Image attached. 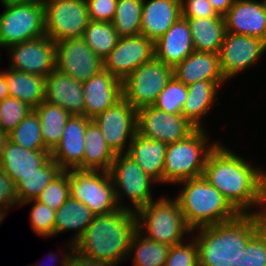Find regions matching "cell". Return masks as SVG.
Segmentation results:
<instances>
[{"instance_id": "6", "label": "cell", "mask_w": 266, "mask_h": 266, "mask_svg": "<svg viewBox=\"0 0 266 266\" xmlns=\"http://www.w3.org/2000/svg\"><path fill=\"white\" fill-rule=\"evenodd\" d=\"M208 129H196L187 138L167 145L163 183H177L203 175L208 155L220 142H210ZM217 141V142H215Z\"/></svg>"}, {"instance_id": "39", "label": "cell", "mask_w": 266, "mask_h": 266, "mask_svg": "<svg viewBox=\"0 0 266 266\" xmlns=\"http://www.w3.org/2000/svg\"><path fill=\"white\" fill-rule=\"evenodd\" d=\"M186 98L187 86L173 76L153 106L167 113L177 114L181 113Z\"/></svg>"}, {"instance_id": "35", "label": "cell", "mask_w": 266, "mask_h": 266, "mask_svg": "<svg viewBox=\"0 0 266 266\" xmlns=\"http://www.w3.org/2000/svg\"><path fill=\"white\" fill-rule=\"evenodd\" d=\"M82 38L90 49L103 60L116 46L119 36L111 22L90 20Z\"/></svg>"}, {"instance_id": "46", "label": "cell", "mask_w": 266, "mask_h": 266, "mask_svg": "<svg viewBox=\"0 0 266 266\" xmlns=\"http://www.w3.org/2000/svg\"><path fill=\"white\" fill-rule=\"evenodd\" d=\"M181 17H224L218 15L208 0H181Z\"/></svg>"}, {"instance_id": "11", "label": "cell", "mask_w": 266, "mask_h": 266, "mask_svg": "<svg viewBox=\"0 0 266 266\" xmlns=\"http://www.w3.org/2000/svg\"><path fill=\"white\" fill-rule=\"evenodd\" d=\"M45 35L57 43L82 37L90 22L86 0H43Z\"/></svg>"}, {"instance_id": "17", "label": "cell", "mask_w": 266, "mask_h": 266, "mask_svg": "<svg viewBox=\"0 0 266 266\" xmlns=\"http://www.w3.org/2000/svg\"><path fill=\"white\" fill-rule=\"evenodd\" d=\"M56 69L85 82L103 70V60L82 37L69 38L56 43Z\"/></svg>"}, {"instance_id": "23", "label": "cell", "mask_w": 266, "mask_h": 266, "mask_svg": "<svg viewBox=\"0 0 266 266\" xmlns=\"http://www.w3.org/2000/svg\"><path fill=\"white\" fill-rule=\"evenodd\" d=\"M155 58L172 68L194 52L192 35L187 20L180 17L154 42Z\"/></svg>"}, {"instance_id": "31", "label": "cell", "mask_w": 266, "mask_h": 266, "mask_svg": "<svg viewBox=\"0 0 266 266\" xmlns=\"http://www.w3.org/2000/svg\"><path fill=\"white\" fill-rule=\"evenodd\" d=\"M83 170H110L116 154L103 138L102 132L92 120L84 134Z\"/></svg>"}, {"instance_id": "24", "label": "cell", "mask_w": 266, "mask_h": 266, "mask_svg": "<svg viewBox=\"0 0 266 266\" xmlns=\"http://www.w3.org/2000/svg\"><path fill=\"white\" fill-rule=\"evenodd\" d=\"M226 82L202 80L187 86V98L181 114L197 129H206L203 118L210 110L213 111L214 106L220 105L218 93Z\"/></svg>"}, {"instance_id": "27", "label": "cell", "mask_w": 266, "mask_h": 266, "mask_svg": "<svg viewBox=\"0 0 266 266\" xmlns=\"http://www.w3.org/2000/svg\"><path fill=\"white\" fill-rule=\"evenodd\" d=\"M167 144L147 139L136 133L126 154L159 185L163 184V171Z\"/></svg>"}, {"instance_id": "8", "label": "cell", "mask_w": 266, "mask_h": 266, "mask_svg": "<svg viewBox=\"0 0 266 266\" xmlns=\"http://www.w3.org/2000/svg\"><path fill=\"white\" fill-rule=\"evenodd\" d=\"M0 14V46H9L45 35L44 2L32 0L3 6Z\"/></svg>"}, {"instance_id": "10", "label": "cell", "mask_w": 266, "mask_h": 266, "mask_svg": "<svg viewBox=\"0 0 266 266\" xmlns=\"http://www.w3.org/2000/svg\"><path fill=\"white\" fill-rule=\"evenodd\" d=\"M173 77V68L155 57L122 81L123 98L136 110L152 106Z\"/></svg>"}, {"instance_id": "51", "label": "cell", "mask_w": 266, "mask_h": 266, "mask_svg": "<svg viewBox=\"0 0 266 266\" xmlns=\"http://www.w3.org/2000/svg\"><path fill=\"white\" fill-rule=\"evenodd\" d=\"M54 252L52 251V252H50V253H48V258H50L51 260L53 259L54 261H56L57 259H59V256L58 255H56V254H53ZM55 257V258H54ZM41 264V262L38 264V262H37V264L36 263H34V265L33 266H39ZM47 265V264H46ZM41 266V265H40ZM43 266V265H42Z\"/></svg>"}, {"instance_id": "3", "label": "cell", "mask_w": 266, "mask_h": 266, "mask_svg": "<svg viewBox=\"0 0 266 266\" xmlns=\"http://www.w3.org/2000/svg\"><path fill=\"white\" fill-rule=\"evenodd\" d=\"M136 231V212L120 208L109 214L95 215L83 236L75 243V250L108 266H117L127 261Z\"/></svg>"}, {"instance_id": "13", "label": "cell", "mask_w": 266, "mask_h": 266, "mask_svg": "<svg viewBox=\"0 0 266 266\" xmlns=\"http://www.w3.org/2000/svg\"><path fill=\"white\" fill-rule=\"evenodd\" d=\"M92 120L100 128L106 144L115 154L128 151L137 133V110L123 97Z\"/></svg>"}, {"instance_id": "9", "label": "cell", "mask_w": 266, "mask_h": 266, "mask_svg": "<svg viewBox=\"0 0 266 266\" xmlns=\"http://www.w3.org/2000/svg\"><path fill=\"white\" fill-rule=\"evenodd\" d=\"M67 174L70 197L85 204L93 214H109L120 209L108 171L70 169Z\"/></svg>"}, {"instance_id": "29", "label": "cell", "mask_w": 266, "mask_h": 266, "mask_svg": "<svg viewBox=\"0 0 266 266\" xmlns=\"http://www.w3.org/2000/svg\"><path fill=\"white\" fill-rule=\"evenodd\" d=\"M185 19L191 31L194 51L218 54L226 33L224 17Z\"/></svg>"}, {"instance_id": "36", "label": "cell", "mask_w": 266, "mask_h": 266, "mask_svg": "<svg viewBox=\"0 0 266 266\" xmlns=\"http://www.w3.org/2000/svg\"><path fill=\"white\" fill-rule=\"evenodd\" d=\"M143 0H118L113 24L119 37L137 36L141 30Z\"/></svg>"}, {"instance_id": "41", "label": "cell", "mask_w": 266, "mask_h": 266, "mask_svg": "<svg viewBox=\"0 0 266 266\" xmlns=\"http://www.w3.org/2000/svg\"><path fill=\"white\" fill-rule=\"evenodd\" d=\"M33 109L19 99L6 97L0 101V127L6 136L10 133Z\"/></svg>"}, {"instance_id": "42", "label": "cell", "mask_w": 266, "mask_h": 266, "mask_svg": "<svg viewBox=\"0 0 266 266\" xmlns=\"http://www.w3.org/2000/svg\"><path fill=\"white\" fill-rule=\"evenodd\" d=\"M237 266H266V225L248 241Z\"/></svg>"}, {"instance_id": "22", "label": "cell", "mask_w": 266, "mask_h": 266, "mask_svg": "<svg viewBox=\"0 0 266 266\" xmlns=\"http://www.w3.org/2000/svg\"><path fill=\"white\" fill-rule=\"evenodd\" d=\"M50 158L48 150H28L13 144L6 137L0 140V168L14 183L38 171Z\"/></svg>"}, {"instance_id": "28", "label": "cell", "mask_w": 266, "mask_h": 266, "mask_svg": "<svg viewBox=\"0 0 266 266\" xmlns=\"http://www.w3.org/2000/svg\"><path fill=\"white\" fill-rule=\"evenodd\" d=\"M94 216L85 204L70 197L56 211L54 237L73 230L74 236H70L69 241L75 244L83 236Z\"/></svg>"}, {"instance_id": "49", "label": "cell", "mask_w": 266, "mask_h": 266, "mask_svg": "<svg viewBox=\"0 0 266 266\" xmlns=\"http://www.w3.org/2000/svg\"><path fill=\"white\" fill-rule=\"evenodd\" d=\"M9 97V89L5 75L0 71V101Z\"/></svg>"}, {"instance_id": "7", "label": "cell", "mask_w": 266, "mask_h": 266, "mask_svg": "<svg viewBox=\"0 0 266 266\" xmlns=\"http://www.w3.org/2000/svg\"><path fill=\"white\" fill-rule=\"evenodd\" d=\"M109 173L119 208L137 212L154 200L152 184L158 183L126 153L116 154ZM126 197L131 205H126Z\"/></svg>"}, {"instance_id": "5", "label": "cell", "mask_w": 266, "mask_h": 266, "mask_svg": "<svg viewBox=\"0 0 266 266\" xmlns=\"http://www.w3.org/2000/svg\"><path fill=\"white\" fill-rule=\"evenodd\" d=\"M160 196L136 212L137 230L149 240L169 246L187 241L185 237L192 235V229L179 203L168 194Z\"/></svg>"}, {"instance_id": "45", "label": "cell", "mask_w": 266, "mask_h": 266, "mask_svg": "<svg viewBox=\"0 0 266 266\" xmlns=\"http://www.w3.org/2000/svg\"><path fill=\"white\" fill-rule=\"evenodd\" d=\"M118 0H86L92 21L111 22L116 13Z\"/></svg>"}, {"instance_id": "26", "label": "cell", "mask_w": 266, "mask_h": 266, "mask_svg": "<svg viewBox=\"0 0 266 266\" xmlns=\"http://www.w3.org/2000/svg\"><path fill=\"white\" fill-rule=\"evenodd\" d=\"M173 76L186 86L198 81H226L222 75L219 55L194 51L173 68Z\"/></svg>"}, {"instance_id": "4", "label": "cell", "mask_w": 266, "mask_h": 266, "mask_svg": "<svg viewBox=\"0 0 266 266\" xmlns=\"http://www.w3.org/2000/svg\"><path fill=\"white\" fill-rule=\"evenodd\" d=\"M176 185L181 189L174 198L192 230L227 222L240 214L203 176Z\"/></svg>"}, {"instance_id": "1", "label": "cell", "mask_w": 266, "mask_h": 266, "mask_svg": "<svg viewBox=\"0 0 266 266\" xmlns=\"http://www.w3.org/2000/svg\"><path fill=\"white\" fill-rule=\"evenodd\" d=\"M202 176L240 214H263L266 170L250 164L221 141L208 155Z\"/></svg>"}, {"instance_id": "48", "label": "cell", "mask_w": 266, "mask_h": 266, "mask_svg": "<svg viewBox=\"0 0 266 266\" xmlns=\"http://www.w3.org/2000/svg\"><path fill=\"white\" fill-rule=\"evenodd\" d=\"M218 15L224 16L235 0H208Z\"/></svg>"}, {"instance_id": "20", "label": "cell", "mask_w": 266, "mask_h": 266, "mask_svg": "<svg viewBox=\"0 0 266 266\" xmlns=\"http://www.w3.org/2000/svg\"><path fill=\"white\" fill-rule=\"evenodd\" d=\"M82 87L84 116L91 120L123 97L122 81L104 69L82 82Z\"/></svg>"}, {"instance_id": "50", "label": "cell", "mask_w": 266, "mask_h": 266, "mask_svg": "<svg viewBox=\"0 0 266 266\" xmlns=\"http://www.w3.org/2000/svg\"><path fill=\"white\" fill-rule=\"evenodd\" d=\"M29 1H32V0H0V2L2 3V6L17 4V3H24V2H29Z\"/></svg>"}, {"instance_id": "53", "label": "cell", "mask_w": 266, "mask_h": 266, "mask_svg": "<svg viewBox=\"0 0 266 266\" xmlns=\"http://www.w3.org/2000/svg\"><path fill=\"white\" fill-rule=\"evenodd\" d=\"M5 216L6 214L4 212L0 211V225L3 223V221L5 220Z\"/></svg>"}, {"instance_id": "44", "label": "cell", "mask_w": 266, "mask_h": 266, "mask_svg": "<svg viewBox=\"0 0 266 266\" xmlns=\"http://www.w3.org/2000/svg\"><path fill=\"white\" fill-rule=\"evenodd\" d=\"M19 202L12 178L0 168V211L6 215L13 207H18Z\"/></svg>"}, {"instance_id": "37", "label": "cell", "mask_w": 266, "mask_h": 266, "mask_svg": "<svg viewBox=\"0 0 266 266\" xmlns=\"http://www.w3.org/2000/svg\"><path fill=\"white\" fill-rule=\"evenodd\" d=\"M6 138L28 150H46L42 140L40 120L34 110L8 133Z\"/></svg>"}, {"instance_id": "34", "label": "cell", "mask_w": 266, "mask_h": 266, "mask_svg": "<svg viewBox=\"0 0 266 266\" xmlns=\"http://www.w3.org/2000/svg\"><path fill=\"white\" fill-rule=\"evenodd\" d=\"M62 169L50 158L38 171L29 173L15 183L19 205L23 202L37 199L47 185Z\"/></svg>"}, {"instance_id": "15", "label": "cell", "mask_w": 266, "mask_h": 266, "mask_svg": "<svg viewBox=\"0 0 266 266\" xmlns=\"http://www.w3.org/2000/svg\"><path fill=\"white\" fill-rule=\"evenodd\" d=\"M7 57L10 69L46 78L56 69V43L44 35L9 46Z\"/></svg>"}, {"instance_id": "19", "label": "cell", "mask_w": 266, "mask_h": 266, "mask_svg": "<svg viewBox=\"0 0 266 266\" xmlns=\"http://www.w3.org/2000/svg\"><path fill=\"white\" fill-rule=\"evenodd\" d=\"M91 121L84 115H71L66 122L59 144L50 153L62 170H83L84 134Z\"/></svg>"}, {"instance_id": "12", "label": "cell", "mask_w": 266, "mask_h": 266, "mask_svg": "<svg viewBox=\"0 0 266 266\" xmlns=\"http://www.w3.org/2000/svg\"><path fill=\"white\" fill-rule=\"evenodd\" d=\"M265 52L266 41L261 38L226 32L218 55L220 69L227 83L254 67Z\"/></svg>"}, {"instance_id": "2", "label": "cell", "mask_w": 266, "mask_h": 266, "mask_svg": "<svg viewBox=\"0 0 266 266\" xmlns=\"http://www.w3.org/2000/svg\"><path fill=\"white\" fill-rule=\"evenodd\" d=\"M264 225L263 214H239L230 221L192 230L199 266H237L248 241Z\"/></svg>"}, {"instance_id": "14", "label": "cell", "mask_w": 266, "mask_h": 266, "mask_svg": "<svg viewBox=\"0 0 266 266\" xmlns=\"http://www.w3.org/2000/svg\"><path fill=\"white\" fill-rule=\"evenodd\" d=\"M196 129L181 113H167L153 105L137 110V133L150 140L168 145L187 138Z\"/></svg>"}, {"instance_id": "54", "label": "cell", "mask_w": 266, "mask_h": 266, "mask_svg": "<svg viewBox=\"0 0 266 266\" xmlns=\"http://www.w3.org/2000/svg\"><path fill=\"white\" fill-rule=\"evenodd\" d=\"M4 137H6V136L2 133V130H1V127H0V140L3 139Z\"/></svg>"}, {"instance_id": "16", "label": "cell", "mask_w": 266, "mask_h": 266, "mask_svg": "<svg viewBox=\"0 0 266 266\" xmlns=\"http://www.w3.org/2000/svg\"><path fill=\"white\" fill-rule=\"evenodd\" d=\"M155 57L154 42L143 35L119 37L103 59V69L123 81L138 67Z\"/></svg>"}, {"instance_id": "30", "label": "cell", "mask_w": 266, "mask_h": 266, "mask_svg": "<svg viewBox=\"0 0 266 266\" xmlns=\"http://www.w3.org/2000/svg\"><path fill=\"white\" fill-rule=\"evenodd\" d=\"M6 77L9 97L19 99L33 110L44 101L45 77L12 70L2 71Z\"/></svg>"}, {"instance_id": "18", "label": "cell", "mask_w": 266, "mask_h": 266, "mask_svg": "<svg viewBox=\"0 0 266 266\" xmlns=\"http://www.w3.org/2000/svg\"><path fill=\"white\" fill-rule=\"evenodd\" d=\"M226 32L253 36L266 41L264 0H235L224 15Z\"/></svg>"}, {"instance_id": "21", "label": "cell", "mask_w": 266, "mask_h": 266, "mask_svg": "<svg viewBox=\"0 0 266 266\" xmlns=\"http://www.w3.org/2000/svg\"><path fill=\"white\" fill-rule=\"evenodd\" d=\"M82 82L54 69L45 80L44 102L65 109L70 115H84Z\"/></svg>"}, {"instance_id": "47", "label": "cell", "mask_w": 266, "mask_h": 266, "mask_svg": "<svg viewBox=\"0 0 266 266\" xmlns=\"http://www.w3.org/2000/svg\"><path fill=\"white\" fill-rule=\"evenodd\" d=\"M67 245L68 249L63 248L62 258L58 261L61 266H108L103 262L83 256L75 250V244L72 242H67Z\"/></svg>"}, {"instance_id": "38", "label": "cell", "mask_w": 266, "mask_h": 266, "mask_svg": "<svg viewBox=\"0 0 266 266\" xmlns=\"http://www.w3.org/2000/svg\"><path fill=\"white\" fill-rule=\"evenodd\" d=\"M30 203H34L29 213L30 225L33 232L36 236L39 235L44 238L53 237L56 211L36 199L23 202L19 207Z\"/></svg>"}, {"instance_id": "32", "label": "cell", "mask_w": 266, "mask_h": 266, "mask_svg": "<svg viewBox=\"0 0 266 266\" xmlns=\"http://www.w3.org/2000/svg\"><path fill=\"white\" fill-rule=\"evenodd\" d=\"M34 111L40 120L45 149L51 153L59 144L66 122L71 115L62 107L44 101Z\"/></svg>"}, {"instance_id": "43", "label": "cell", "mask_w": 266, "mask_h": 266, "mask_svg": "<svg viewBox=\"0 0 266 266\" xmlns=\"http://www.w3.org/2000/svg\"><path fill=\"white\" fill-rule=\"evenodd\" d=\"M189 242L170 246L165 266H199L198 247L195 239L190 236Z\"/></svg>"}, {"instance_id": "40", "label": "cell", "mask_w": 266, "mask_h": 266, "mask_svg": "<svg viewBox=\"0 0 266 266\" xmlns=\"http://www.w3.org/2000/svg\"><path fill=\"white\" fill-rule=\"evenodd\" d=\"M70 198V184L67 170H62L47 185L36 200L55 211Z\"/></svg>"}, {"instance_id": "52", "label": "cell", "mask_w": 266, "mask_h": 266, "mask_svg": "<svg viewBox=\"0 0 266 266\" xmlns=\"http://www.w3.org/2000/svg\"><path fill=\"white\" fill-rule=\"evenodd\" d=\"M263 218H264V223L266 225V182H265V207L263 211Z\"/></svg>"}, {"instance_id": "25", "label": "cell", "mask_w": 266, "mask_h": 266, "mask_svg": "<svg viewBox=\"0 0 266 266\" xmlns=\"http://www.w3.org/2000/svg\"><path fill=\"white\" fill-rule=\"evenodd\" d=\"M181 17V0H143L140 34L157 41Z\"/></svg>"}, {"instance_id": "33", "label": "cell", "mask_w": 266, "mask_h": 266, "mask_svg": "<svg viewBox=\"0 0 266 266\" xmlns=\"http://www.w3.org/2000/svg\"><path fill=\"white\" fill-rule=\"evenodd\" d=\"M169 250V245L149 240L137 230L132 237L127 260L133 261L132 266H165Z\"/></svg>"}]
</instances>
